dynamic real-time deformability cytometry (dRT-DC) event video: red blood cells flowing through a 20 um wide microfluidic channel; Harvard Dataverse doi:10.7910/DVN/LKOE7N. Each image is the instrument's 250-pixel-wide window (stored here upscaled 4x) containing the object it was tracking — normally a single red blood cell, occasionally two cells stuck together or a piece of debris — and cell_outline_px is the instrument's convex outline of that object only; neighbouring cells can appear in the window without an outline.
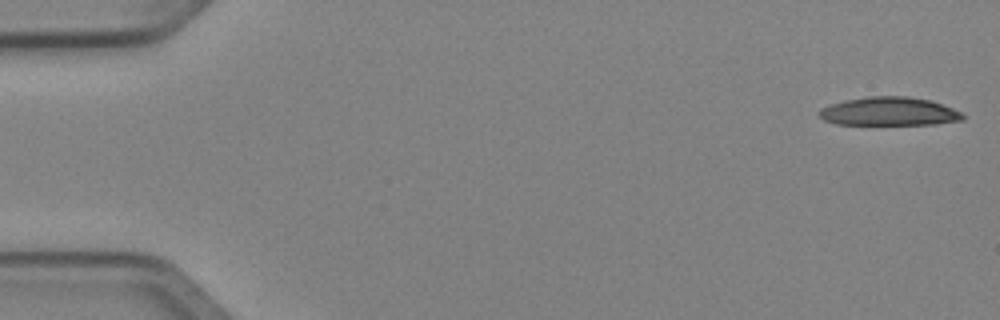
{"species": "Egyptian fruit bat (a non-hibernating species)", "species_latin": "Rousettus aegyptiacus", "temperature_condition": "cold", "stored_images_in_passage": 47, "camera_frame_rate_fps": 3000, "um_per_image_px": 0.085, "animal": {"sex": "female"}, "frame": {"image": 1, "passage_image": 1, "time_ms": 0.0, "image_size_px": [1000, 320], "cell_outline_px": [[964, 120], [936, 124], [836, 124], [824, 120], [820, 116], [820, 108], [828, 104], [844, 100], [868, 96], [908, 96], [932, 100], [952, 108], [960, 112], [964, 116]], "centroid_in_image_um": [75.58, 9.46], "position_along_channel_um": 9.4, "area_um2": 23.93}}
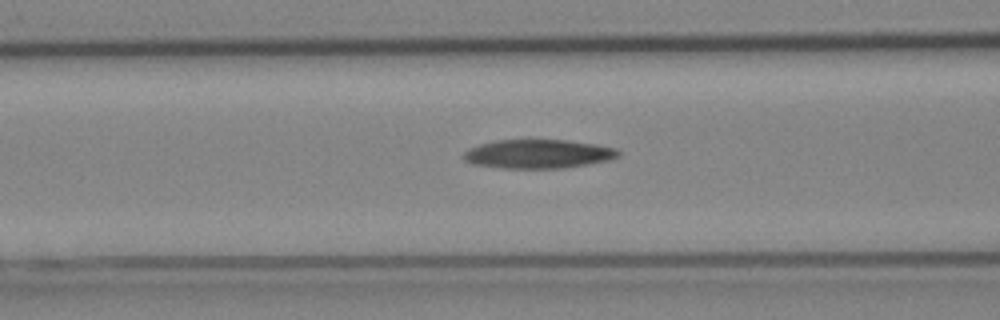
{"frame": {"image": 2, "passage_image": 17, "time_ms": 5.333, "image_size_px": [1000, 320], "cell_outline_px": [[620, 156], [608, 160], [588, 164], [564, 168], [500, 168], [472, 164], [464, 160], [464, 152], [468, 148], [480, 144], [496, 140], [568, 140], [596, 144], [616, 148], [620, 152]], "centroid_in_image_um": [45.74, 13.08], "position_along_channel_um": 120.9, "area_um2": 26.13}}
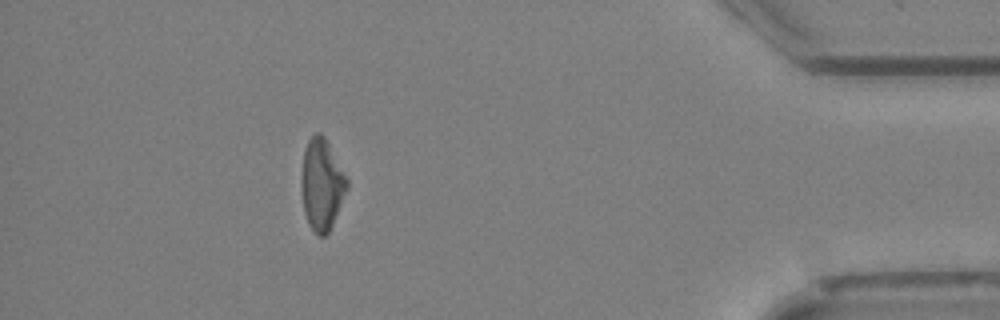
{"frame": {"image": 3, "passage_image": 42, "time_ms": 13.667, "image_size_px": [1000, 320], "cell_outline_px": [[348, 188], [332, 224], [328, 232], [324, 236], [320, 236], [308, 224], [304, 212], [300, 188], [300, 184], [304, 152], [308, 140], [316, 132], [320, 132], [324, 136], [348, 180]], "centroid_in_image_um": [27.33, 15.68], "position_along_channel_um": 407.9, "area_um2": 23.99}}